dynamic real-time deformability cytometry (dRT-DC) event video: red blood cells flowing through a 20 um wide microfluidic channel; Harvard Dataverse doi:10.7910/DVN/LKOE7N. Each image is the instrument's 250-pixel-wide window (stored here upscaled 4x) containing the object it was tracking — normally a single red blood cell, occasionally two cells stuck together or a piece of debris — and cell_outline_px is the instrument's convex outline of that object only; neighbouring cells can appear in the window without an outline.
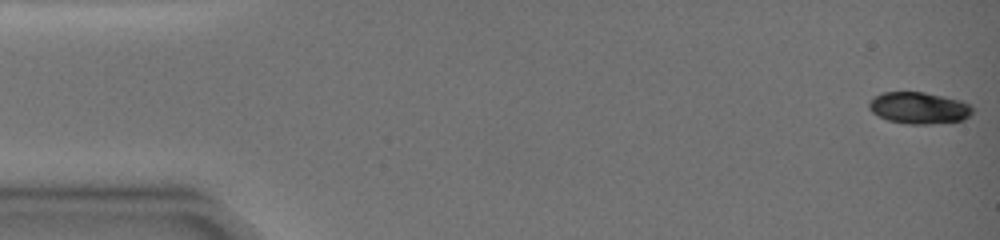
{"species": "common noctule bat (a hibernating species)", "species_latin": "Nyctalus noctula", "temperature_condition": "warm", "stored_images_in_passage": 2, "camera_frame_rate_fps": 3000, "um_per_image_px": 0.085, "animal": {"sex": "female", "body_mass_g": 19.0, "forearm_length_mm": 51.5}, "frame": {"image": 1, "passage_image": 1, "time_ms": 0.0, "image_size_px": [1000, 240], "cell_outline_px": [[972, 112], [964, 120], [928, 124], [908, 124], [888, 120], [872, 112], [868, 108], [868, 104], [880, 92], [924, 92], [960, 100], [968, 104], [972, 108]], "centroid_in_image_um": [78.09, 9.17], "position_along_channel_um": 6.9, "area_um2": 18.9}}